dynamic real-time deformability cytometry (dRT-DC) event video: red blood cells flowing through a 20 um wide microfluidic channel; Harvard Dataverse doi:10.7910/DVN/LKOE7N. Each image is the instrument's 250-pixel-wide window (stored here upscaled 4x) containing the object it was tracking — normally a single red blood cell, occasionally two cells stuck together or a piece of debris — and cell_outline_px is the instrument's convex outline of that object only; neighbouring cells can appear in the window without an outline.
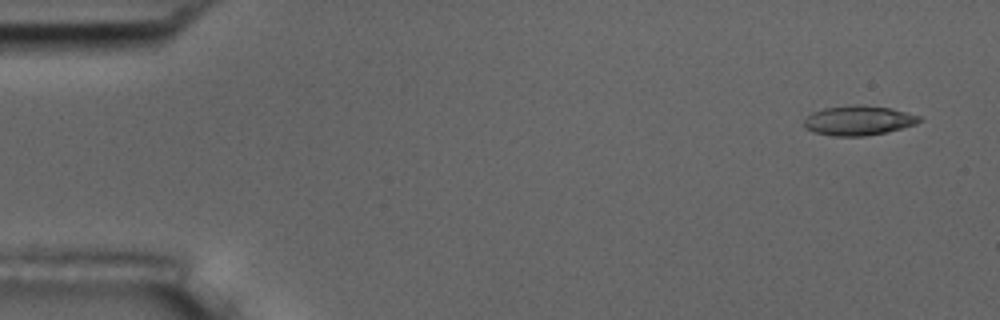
{"species": "common noctule bat (a hibernating species)", "species_latin": "Nyctalus noctula", "temperature_condition": "room temperature", "stored_images_in_passage": 6, "camera_frame_rate_fps": 3000, "um_per_image_px": 0.085, "animal": {"sex": "male", "body_mass_g": 17.5, "forearm_length_mm": 52.3}, "frame": {"image": 1, "passage_image": 1, "time_ms": 0.0, "image_size_px": [1000, 320], "cell_outline_px": [[924, 120], [916, 124], [884, 132], [864, 136], [832, 136], [812, 132], [804, 128], [804, 120], [812, 112], [824, 108], [852, 104], [864, 104], [892, 108], [920, 116]], "centroid_in_image_um": [72.95, 10.23], "position_along_channel_um": 12.0, "area_um2": 20.11}}
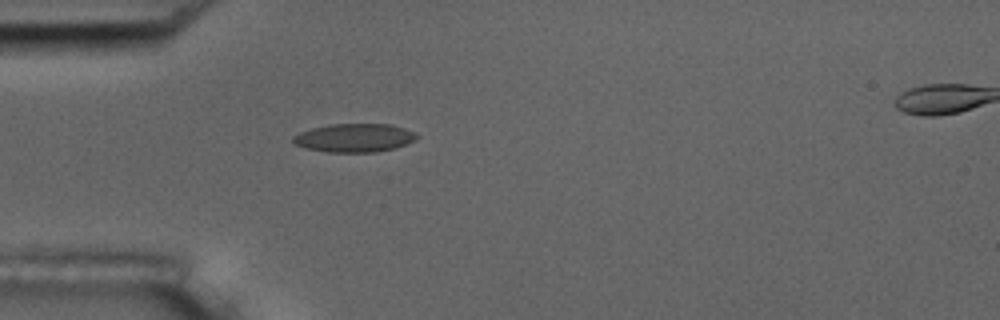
{"frame": {"image": 2, "passage_image": 5, "time_ms": 4.333, "image_size_px": [1000, 320], "cell_outline_px": [[420, 136], [416, 140], [396, 148], [376, 152], [328, 152], [304, 148], [292, 144], [292, 136], [300, 132], [312, 128], [328, 124], [392, 124], [416, 132]], "centroid_in_image_um": [30.13, 11.72], "position_along_channel_um": 54.9, "area_um2": 20.87}}